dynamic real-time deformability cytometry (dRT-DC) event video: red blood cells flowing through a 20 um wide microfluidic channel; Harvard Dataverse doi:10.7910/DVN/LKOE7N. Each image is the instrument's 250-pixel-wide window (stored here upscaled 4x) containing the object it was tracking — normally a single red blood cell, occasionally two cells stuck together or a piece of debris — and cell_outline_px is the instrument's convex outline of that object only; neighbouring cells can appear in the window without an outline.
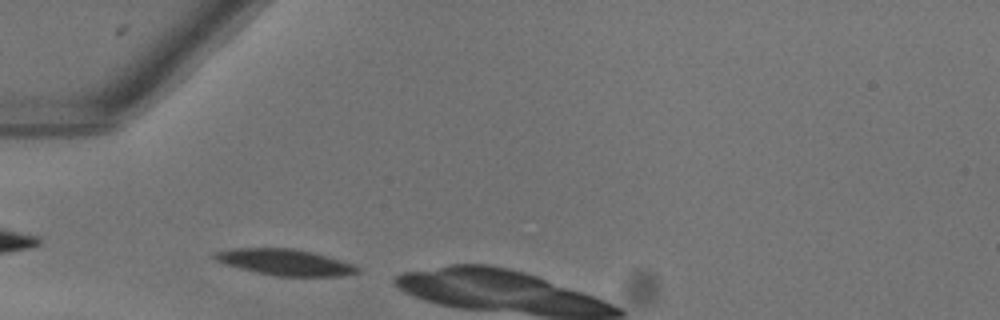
{"species": "common noctule bat (a hibernating species)", "species_latin": "Nyctalus noctula", "temperature_condition": "warm", "stored_images_in_passage": 4, "camera_frame_rate_fps": 3000, "um_per_image_px": 0.085, "animal": {"sex": "female"}, "frame": {"image": 1, "passage_image": 1, "time_ms": 0.0, "image_size_px": [1000, 320], "cell_outline_px": [[360, 272], [344, 276], [276, 276], [256, 272], [224, 264], [216, 260], [212, 256], [216, 252], [232, 248], [292, 248], [312, 252], [352, 264]], "centroid_in_image_um": [24.18, 22.29], "position_along_channel_um": 60.8, "area_um2": 21.5}}